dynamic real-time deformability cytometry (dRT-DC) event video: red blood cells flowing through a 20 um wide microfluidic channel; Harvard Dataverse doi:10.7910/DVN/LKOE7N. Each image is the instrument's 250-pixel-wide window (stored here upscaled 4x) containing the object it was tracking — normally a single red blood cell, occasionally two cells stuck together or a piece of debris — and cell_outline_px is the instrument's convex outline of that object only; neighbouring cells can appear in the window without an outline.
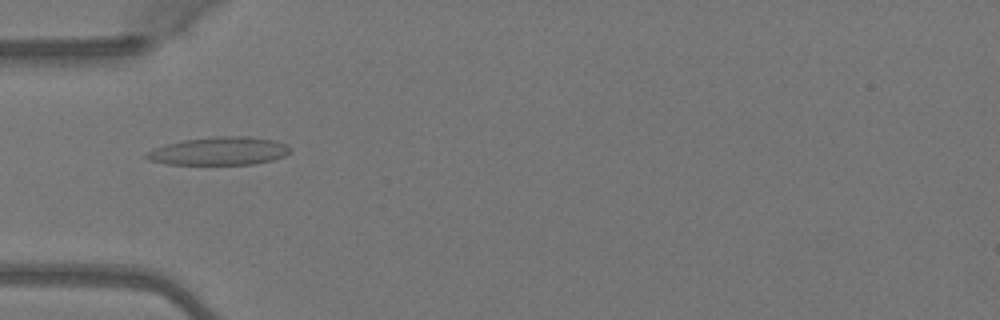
{"species": "Egyptian fruit bat (a non-hibernating species)", "species_latin": "Rousettus aegyptiacus", "temperature_condition": "warm", "stored_images_in_passage": 5, "camera_frame_rate_fps": 3000, "um_per_image_px": 0.085, "animal": {"sex": "female"}, "frame": {"image": 1, "passage_image": 5, "time_ms": 1.333, "image_size_px": [1000, 320], "cell_outline_px": [[292, 148], [284, 156], [272, 160], [252, 164], [164, 164], [148, 160], [144, 156], [148, 152], [156, 148], [168, 144], [184, 140], [216, 136], [248, 136], [276, 140]], "centroid_in_image_um": [18.65, 12.84], "position_along_channel_um": 66.4, "area_um2": 23.35}}